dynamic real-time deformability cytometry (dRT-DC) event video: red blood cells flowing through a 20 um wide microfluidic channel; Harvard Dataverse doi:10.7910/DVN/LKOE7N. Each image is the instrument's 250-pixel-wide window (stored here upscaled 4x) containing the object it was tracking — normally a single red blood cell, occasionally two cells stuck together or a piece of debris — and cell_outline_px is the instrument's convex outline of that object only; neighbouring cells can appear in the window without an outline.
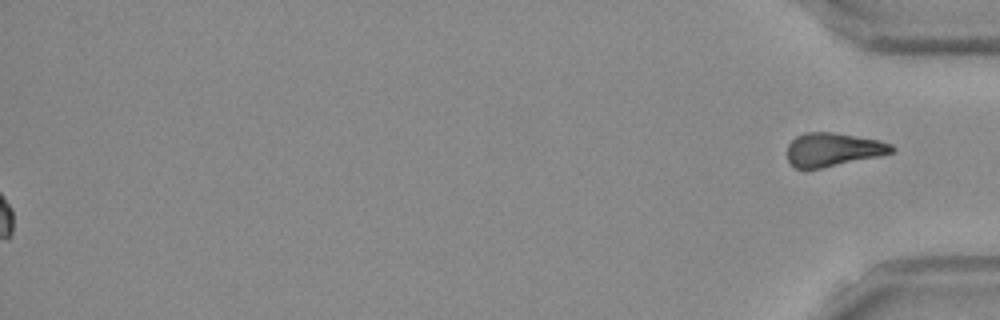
{"species": "Egyptian fruit bat (a non-hibernating species)", "species_latin": "Rousettus aegyptiacus", "temperature_condition": "room temperature", "stored_images_in_passage": 54, "segment_of_instrument_passage": [2, 2], "camera_frame_rate_fps": 3000, "um_per_image_px": 0.085, "frame": {"image": 1, "passage_image": 54, "time_ms": 17.667, "image_size_px": [1000, 320], "cell_outline_px": [[896, 152], [820, 168], [796, 168], [788, 160], [788, 144], [796, 136], [804, 132], [832, 132], [880, 140], [892, 144], [896, 148]], "centroid_in_image_um": [70.83, 12.69], "position_along_channel_um": 364.4, "area_um2": 20.23}}